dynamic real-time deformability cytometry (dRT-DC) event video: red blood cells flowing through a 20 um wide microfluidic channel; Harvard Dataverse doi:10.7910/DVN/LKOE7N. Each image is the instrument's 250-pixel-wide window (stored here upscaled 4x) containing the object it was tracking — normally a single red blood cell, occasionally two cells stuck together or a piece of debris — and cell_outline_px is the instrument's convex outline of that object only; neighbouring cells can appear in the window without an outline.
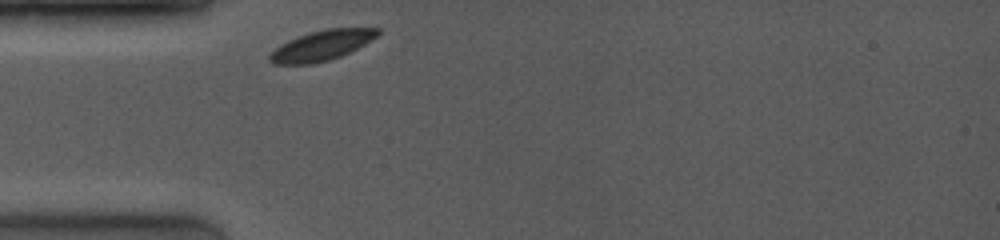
{"species": "common noctule bat (a hibernating species)", "species_latin": "Nyctalus noctula", "temperature_condition": "room temperature", "stored_images_in_passage": 24, "camera_frame_rate_fps": 4000, "um_per_image_px": 0.085, "animal": {"sex": "female", "body_mass_g": 19.0, "forearm_length_mm": 53.3}, "frame": {"image": 1, "passage_image": 1, "time_ms": 0.0, "image_size_px": [1000, 240], "cell_outline_px": [[380, 32], [372, 40], [340, 56], [328, 60], [312, 64], [272, 64], [268, 60], [268, 56], [280, 44], [288, 40], [308, 32], [324, 28], [380, 28]], "centroid_in_image_um": [27.31, 3.86], "position_along_channel_um": 57.7, "area_um2": 18.9}}
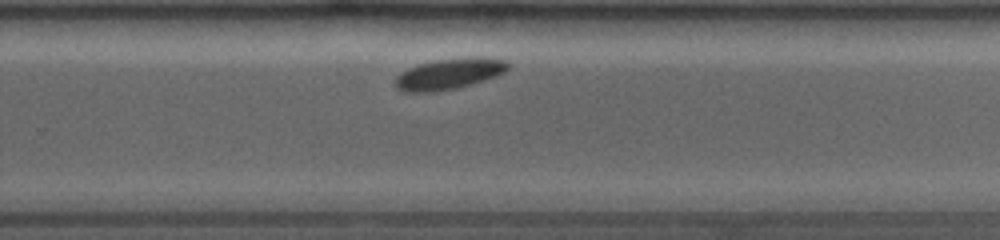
{"frame": {"image": 2, "passage_image": 16, "time_ms": 6.25, "image_size_px": [1000, 240], "cell_outline_px": [[508, 68], [504, 72], [496, 76], [472, 84], [456, 88], [436, 92], [404, 92], [396, 88], [392, 84], [396, 76], [408, 68], [416, 64], [432, 60], [508, 60]], "centroid_in_image_um": [38.02, 6.35], "position_along_channel_um": 291.8, "area_um2": 19.59}}
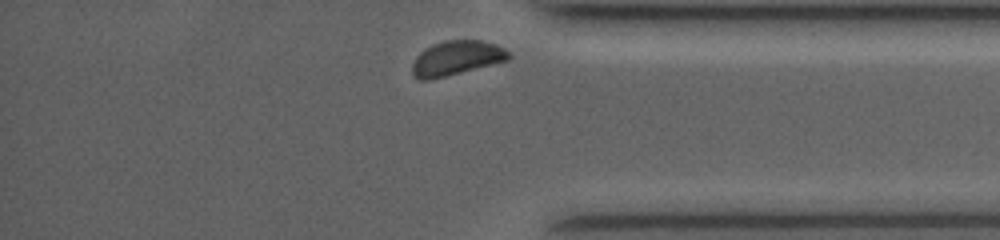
{"frame": {"image": 3, "passage_image": 24, "time_ms": 9.0, "image_size_px": [1000, 240], "cell_outline_px": [[512, 56], [508, 60], [432, 80], [420, 80], [412, 72], [412, 64], [416, 56], [424, 48], [432, 44], [444, 40], [480, 40], [496, 44], [504, 48]], "centroid_in_image_um": [38.78, 4.93], "position_along_channel_um": 396.4, "area_um2": 19.48}, "authors_computed_cell_mechanics": {"area_um2": 19.7676, "velocity_mm_per_s": 3.8353, "shape_relaxation_time_tau1_ms": 0.6011, "shape_relaxation_time_tau2_ms": null, "deformation_change_tau1": 0.0497, "deformation_change_tau2": null}}